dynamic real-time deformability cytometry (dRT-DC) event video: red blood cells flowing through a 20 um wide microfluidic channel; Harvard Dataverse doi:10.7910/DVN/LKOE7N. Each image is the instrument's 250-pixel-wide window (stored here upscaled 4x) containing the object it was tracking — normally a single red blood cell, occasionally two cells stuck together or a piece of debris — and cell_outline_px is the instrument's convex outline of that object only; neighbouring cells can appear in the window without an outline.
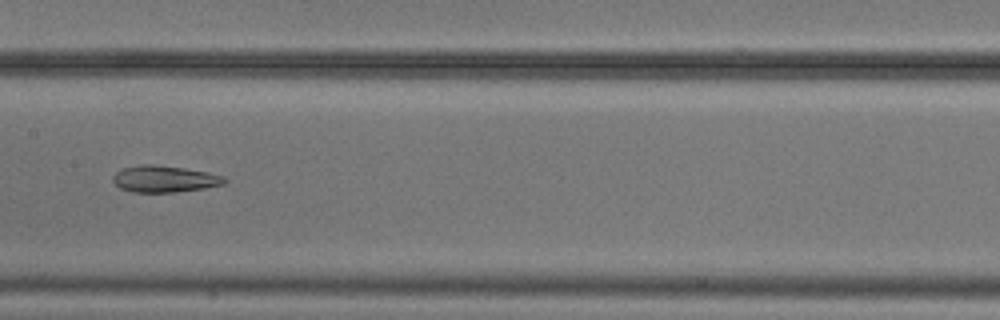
{"species": "common noctule bat (a hibernating species)", "species_latin": "Nyctalus noctula", "temperature_condition": "cold", "stored_images_in_passage": 39, "camera_frame_rate_fps": 3000, "um_per_image_px": 0.085, "animal": {"sex": "male", "body_mass_g": 20.5, "forearm_length_mm": 52.5}, "frame": {"image": 1, "passage_image": 12, "time_ms": 3.667, "image_size_px": [1000, 320], "cell_outline_px": [[228, 180], [224, 184], [204, 188], [176, 192], [132, 192], [120, 188], [112, 180], [112, 176], [116, 172], [124, 168], [144, 164], [152, 164], [184, 168], [208, 172], [224, 176]], "centroid_in_image_um": [13.99, 15.21], "position_along_channel_um": 193.4, "area_um2": 17.28}}
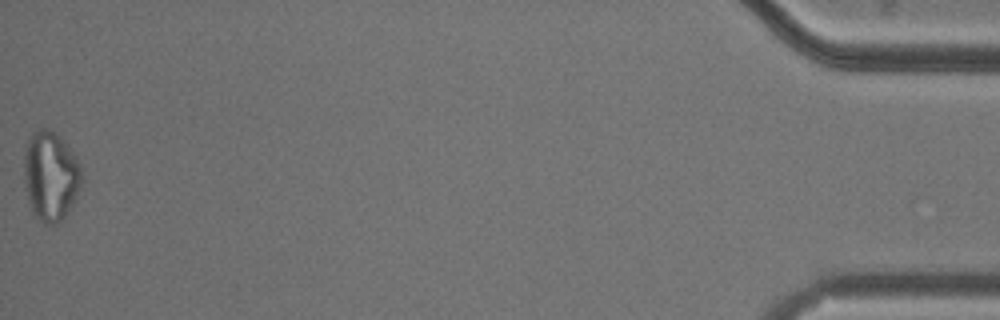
{"frame": {"image": 2, "passage_image": 39, "time_ms": 12.667, "image_size_px": [1000, 320], "cell_outline_px": [[84, 180], [72, 204], [64, 216], [56, 224], [44, 224], [32, 212], [24, 180], [24, 156], [28, 140], [32, 132], [36, 128], [48, 128], [56, 132], [68, 144], [76, 156], [80, 164], [84, 176]], "centroid_in_image_um": [4.33, 14.9], "position_along_channel_um": 430.9, "area_um2": 30.4}, "authors_computed_cell_mechanics": {"area_um2": 18.3226, "velocity_mm_per_s": 3.7145, "shape_relaxation_time_tau1_ms": null, "shape_relaxation_time_tau2_ms": 2.807, "deformation_change_tau1": null, "deformation_change_tau2": 0.102}}